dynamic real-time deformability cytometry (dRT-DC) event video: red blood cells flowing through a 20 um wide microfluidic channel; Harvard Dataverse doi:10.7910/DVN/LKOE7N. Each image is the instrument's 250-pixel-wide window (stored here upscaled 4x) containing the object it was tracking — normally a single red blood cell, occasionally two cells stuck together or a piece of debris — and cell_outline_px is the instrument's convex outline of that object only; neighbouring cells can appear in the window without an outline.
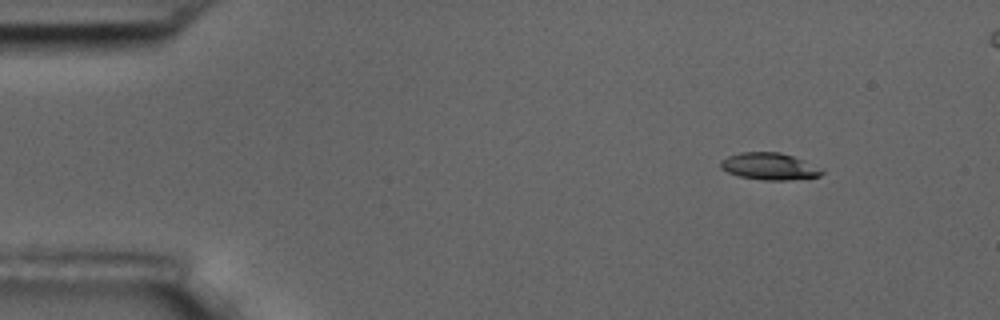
{"species": "common noctule bat (a hibernating species)", "species_latin": "Nyctalus noctula", "temperature_condition": "room temperature", "stored_images_in_passage": 4, "camera_frame_rate_fps": 3000, "um_per_image_px": 0.085, "animal": {"sex": "male", "body_mass_g": 17.5, "forearm_length_mm": 52.3}, "frame": {"image": 1, "passage_image": 1, "time_ms": 0.0, "image_size_px": [1000, 320], "cell_outline_px": [[824, 172], [820, 176], [788, 180], [764, 180], [740, 176], [728, 172], [720, 168], [720, 160], [728, 156], [740, 152], [780, 152], [804, 160]], "centroid_in_image_um": [65.35, 14.13], "position_along_channel_um": 19.7, "area_um2": 15.72}}